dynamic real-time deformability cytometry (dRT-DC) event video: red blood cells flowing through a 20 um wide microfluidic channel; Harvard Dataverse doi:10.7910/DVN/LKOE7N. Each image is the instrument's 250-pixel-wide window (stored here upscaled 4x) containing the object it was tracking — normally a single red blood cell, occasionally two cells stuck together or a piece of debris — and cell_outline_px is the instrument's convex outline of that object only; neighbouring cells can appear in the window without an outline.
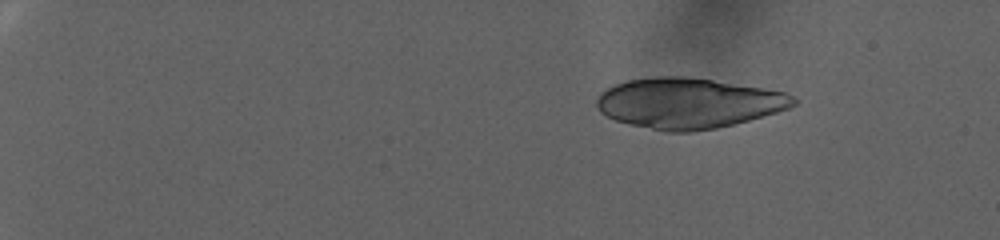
{"species": "human", "species_latin": "Homo sapiens", "temperature_condition": "warm", "stored_images_in_passage": 41, "camera_frame_rate_fps": 3000, "um_per_image_px": 0.085, "donor": {"sex": "female"}, "frame": {"image": 1, "passage_image": 15, "time_ms": 4.667, "image_size_px": [1000, 240], "cell_outline_px": [[800, 100], [796, 104], [788, 108], [776, 112], [748, 120], [716, 128], [688, 132], [668, 132], [628, 124], [616, 120], [600, 112], [596, 104], [596, 100], [600, 92], [616, 84], [628, 80], [652, 76], [688, 76], [784, 92], [796, 96]], "centroid_in_image_um": [58.5, 8.76], "position_along_channel_um": 26.5, "area_um2": 57.63}}